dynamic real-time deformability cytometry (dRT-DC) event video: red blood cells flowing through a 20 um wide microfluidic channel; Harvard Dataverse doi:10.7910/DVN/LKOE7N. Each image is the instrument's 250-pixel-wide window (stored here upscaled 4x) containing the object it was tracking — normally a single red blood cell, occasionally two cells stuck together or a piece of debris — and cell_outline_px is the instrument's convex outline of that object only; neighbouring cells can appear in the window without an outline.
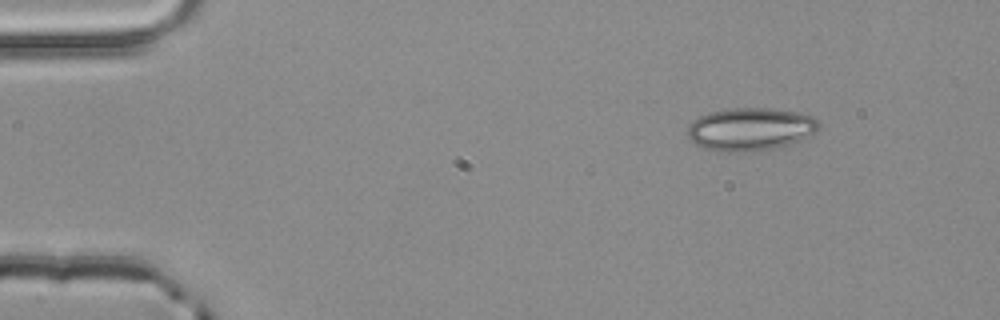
{"species": "common noctule bat (a hibernating species)", "species_latin": "Nyctalus noctula", "temperature_condition": "room temperature", "stored_images_in_passage": 3, "camera_frame_rate_fps": 3000, "um_per_image_px": 0.085, "animal": {"sex": "male", "body_mass_g": 20.4}, "frame": {"image": 1, "passage_image": 1, "time_ms": 0.0, "image_size_px": [1000, 320], "cell_outline_px": [[820, 128], [816, 132], [800, 140], [788, 144], [772, 148], [748, 152], [720, 152], [704, 148], [688, 140], [688, 128], [692, 120], [700, 116], [712, 112], [728, 108], [768, 108], [796, 112], [812, 116], [820, 120]], "centroid_in_image_um": [63.78, 10.98], "position_along_channel_um": 21.2, "area_um2": 32.95}}